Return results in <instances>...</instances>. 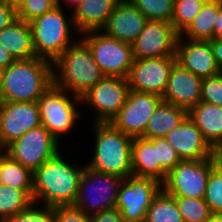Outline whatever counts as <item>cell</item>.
Wrapping results in <instances>:
<instances>
[{
  "label": "cell",
  "mask_w": 222,
  "mask_h": 222,
  "mask_svg": "<svg viewBox=\"0 0 222 222\" xmlns=\"http://www.w3.org/2000/svg\"><path fill=\"white\" fill-rule=\"evenodd\" d=\"M61 155L58 152L33 172V202L36 205L42 200L47 207L73 206L87 165L74 167Z\"/></svg>",
  "instance_id": "cell-1"
},
{
  "label": "cell",
  "mask_w": 222,
  "mask_h": 222,
  "mask_svg": "<svg viewBox=\"0 0 222 222\" xmlns=\"http://www.w3.org/2000/svg\"><path fill=\"white\" fill-rule=\"evenodd\" d=\"M53 84L52 63L34 57L3 69L2 102H37Z\"/></svg>",
  "instance_id": "cell-2"
},
{
  "label": "cell",
  "mask_w": 222,
  "mask_h": 222,
  "mask_svg": "<svg viewBox=\"0 0 222 222\" xmlns=\"http://www.w3.org/2000/svg\"><path fill=\"white\" fill-rule=\"evenodd\" d=\"M73 41L52 63L53 85L81 97L105 75L88 45L82 39Z\"/></svg>",
  "instance_id": "cell-3"
},
{
  "label": "cell",
  "mask_w": 222,
  "mask_h": 222,
  "mask_svg": "<svg viewBox=\"0 0 222 222\" xmlns=\"http://www.w3.org/2000/svg\"><path fill=\"white\" fill-rule=\"evenodd\" d=\"M95 124V125H94ZM95 149L87 167L106 174L126 178L132 175V140L111 123H93Z\"/></svg>",
  "instance_id": "cell-4"
},
{
  "label": "cell",
  "mask_w": 222,
  "mask_h": 222,
  "mask_svg": "<svg viewBox=\"0 0 222 222\" xmlns=\"http://www.w3.org/2000/svg\"><path fill=\"white\" fill-rule=\"evenodd\" d=\"M62 6H55L51 11L29 22L33 47L36 57L53 63L74 42L71 40V25L74 29L72 14L65 17Z\"/></svg>",
  "instance_id": "cell-5"
},
{
  "label": "cell",
  "mask_w": 222,
  "mask_h": 222,
  "mask_svg": "<svg viewBox=\"0 0 222 222\" xmlns=\"http://www.w3.org/2000/svg\"><path fill=\"white\" fill-rule=\"evenodd\" d=\"M123 180L124 178L120 176L101 173L86 167L78 185L73 207L88 216L115 208L118 190ZM93 188L96 195L93 193Z\"/></svg>",
  "instance_id": "cell-6"
},
{
  "label": "cell",
  "mask_w": 222,
  "mask_h": 222,
  "mask_svg": "<svg viewBox=\"0 0 222 222\" xmlns=\"http://www.w3.org/2000/svg\"><path fill=\"white\" fill-rule=\"evenodd\" d=\"M81 39L88 45L95 62L105 76L127 78L134 57L132 44L119 41L100 31L82 33Z\"/></svg>",
  "instance_id": "cell-7"
},
{
  "label": "cell",
  "mask_w": 222,
  "mask_h": 222,
  "mask_svg": "<svg viewBox=\"0 0 222 222\" xmlns=\"http://www.w3.org/2000/svg\"><path fill=\"white\" fill-rule=\"evenodd\" d=\"M162 189L155 178L129 175L120 184L115 208L123 222H144L154 197Z\"/></svg>",
  "instance_id": "cell-8"
},
{
  "label": "cell",
  "mask_w": 222,
  "mask_h": 222,
  "mask_svg": "<svg viewBox=\"0 0 222 222\" xmlns=\"http://www.w3.org/2000/svg\"><path fill=\"white\" fill-rule=\"evenodd\" d=\"M216 155L204 160H181L167 173L162 189L171 196L204 198Z\"/></svg>",
  "instance_id": "cell-9"
},
{
  "label": "cell",
  "mask_w": 222,
  "mask_h": 222,
  "mask_svg": "<svg viewBox=\"0 0 222 222\" xmlns=\"http://www.w3.org/2000/svg\"><path fill=\"white\" fill-rule=\"evenodd\" d=\"M66 93H68L66 90L52 84L37 101L41 124L58 141L60 135L72 130L76 119L81 116L75 107L76 103H81V97L74 94L72 97H68L70 92L68 95ZM70 98H73L74 101Z\"/></svg>",
  "instance_id": "cell-10"
},
{
  "label": "cell",
  "mask_w": 222,
  "mask_h": 222,
  "mask_svg": "<svg viewBox=\"0 0 222 222\" xmlns=\"http://www.w3.org/2000/svg\"><path fill=\"white\" fill-rule=\"evenodd\" d=\"M130 86L127 78L104 76L81 96V103H88L96 110V123H111L126 103Z\"/></svg>",
  "instance_id": "cell-11"
},
{
  "label": "cell",
  "mask_w": 222,
  "mask_h": 222,
  "mask_svg": "<svg viewBox=\"0 0 222 222\" xmlns=\"http://www.w3.org/2000/svg\"><path fill=\"white\" fill-rule=\"evenodd\" d=\"M59 143L49 130L41 125L10 143L5 148V153L34 172L60 151Z\"/></svg>",
  "instance_id": "cell-12"
},
{
  "label": "cell",
  "mask_w": 222,
  "mask_h": 222,
  "mask_svg": "<svg viewBox=\"0 0 222 222\" xmlns=\"http://www.w3.org/2000/svg\"><path fill=\"white\" fill-rule=\"evenodd\" d=\"M162 101L160 95L130 90L126 103L111 124L132 138L144 137L148 120Z\"/></svg>",
  "instance_id": "cell-13"
},
{
  "label": "cell",
  "mask_w": 222,
  "mask_h": 222,
  "mask_svg": "<svg viewBox=\"0 0 222 222\" xmlns=\"http://www.w3.org/2000/svg\"><path fill=\"white\" fill-rule=\"evenodd\" d=\"M178 36L171 23L147 20L143 30L132 43L133 57L148 59L176 56Z\"/></svg>",
  "instance_id": "cell-14"
},
{
  "label": "cell",
  "mask_w": 222,
  "mask_h": 222,
  "mask_svg": "<svg viewBox=\"0 0 222 222\" xmlns=\"http://www.w3.org/2000/svg\"><path fill=\"white\" fill-rule=\"evenodd\" d=\"M176 56L134 59L127 76L130 90L163 96Z\"/></svg>",
  "instance_id": "cell-15"
},
{
  "label": "cell",
  "mask_w": 222,
  "mask_h": 222,
  "mask_svg": "<svg viewBox=\"0 0 222 222\" xmlns=\"http://www.w3.org/2000/svg\"><path fill=\"white\" fill-rule=\"evenodd\" d=\"M37 102H2L0 108V142L6 148L31 129L41 126Z\"/></svg>",
  "instance_id": "cell-16"
},
{
  "label": "cell",
  "mask_w": 222,
  "mask_h": 222,
  "mask_svg": "<svg viewBox=\"0 0 222 222\" xmlns=\"http://www.w3.org/2000/svg\"><path fill=\"white\" fill-rule=\"evenodd\" d=\"M164 138L173 146L182 160H204L215 155V150L189 116Z\"/></svg>",
  "instance_id": "cell-17"
},
{
  "label": "cell",
  "mask_w": 222,
  "mask_h": 222,
  "mask_svg": "<svg viewBox=\"0 0 222 222\" xmlns=\"http://www.w3.org/2000/svg\"><path fill=\"white\" fill-rule=\"evenodd\" d=\"M202 80L176 62L170 71L163 101L189 111L201 101Z\"/></svg>",
  "instance_id": "cell-18"
},
{
  "label": "cell",
  "mask_w": 222,
  "mask_h": 222,
  "mask_svg": "<svg viewBox=\"0 0 222 222\" xmlns=\"http://www.w3.org/2000/svg\"><path fill=\"white\" fill-rule=\"evenodd\" d=\"M176 59L183 68L189 70L202 79L218 75V67L210 41L183 42L182 36H178L176 43Z\"/></svg>",
  "instance_id": "cell-19"
},
{
  "label": "cell",
  "mask_w": 222,
  "mask_h": 222,
  "mask_svg": "<svg viewBox=\"0 0 222 222\" xmlns=\"http://www.w3.org/2000/svg\"><path fill=\"white\" fill-rule=\"evenodd\" d=\"M147 22L144 14L129 0H121L102 28L107 36L132 44Z\"/></svg>",
  "instance_id": "cell-20"
},
{
  "label": "cell",
  "mask_w": 222,
  "mask_h": 222,
  "mask_svg": "<svg viewBox=\"0 0 222 222\" xmlns=\"http://www.w3.org/2000/svg\"><path fill=\"white\" fill-rule=\"evenodd\" d=\"M132 175L155 178L161 183L167 172L161 167L157 155V137L147 139L136 137L132 140Z\"/></svg>",
  "instance_id": "cell-21"
},
{
  "label": "cell",
  "mask_w": 222,
  "mask_h": 222,
  "mask_svg": "<svg viewBox=\"0 0 222 222\" xmlns=\"http://www.w3.org/2000/svg\"><path fill=\"white\" fill-rule=\"evenodd\" d=\"M121 0H83L72 12L75 31H101Z\"/></svg>",
  "instance_id": "cell-22"
},
{
  "label": "cell",
  "mask_w": 222,
  "mask_h": 222,
  "mask_svg": "<svg viewBox=\"0 0 222 222\" xmlns=\"http://www.w3.org/2000/svg\"><path fill=\"white\" fill-rule=\"evenodd\" d=\"M188 116L209 145L216 150L222 143V107L200 101L188 111Z\"/></svg>",
  "instance_id": "cell-23"
},
{
  "label": "cell",
  "mask_w": 222,
  "mask_h": 222,
  "mask_svg": "<svg viewBox=\"0 0 222 222\" xmlns=\"http://www.w3.org/2000/svg\"><path fill=\"white\" fill-rule=\"evenodd\" d=\"M0 44L16 60H28L36 57L29 22L16 19L0 31Z\"/></svg>",
  "instance_id": "cell-24"
},
{
  "label": "cell",
  "mask_w": 222,
  "mask_h": 222,
  "mask_svg": "<svg viewBox=\"0 0 222 222\" xmlns=\"http://www.w3.org/2000/svg\"><path fill=\"white\" fill-rule=\"evenodd\" d=\"M187 116L188 111L183 107L162 101L148 120L144 138L164 137L176 128Z\"/></svg>",
  "instance_id": "cell-25"
},
{
  "label": "cell",
  "mask_w": 222,
  "mask_h": 222,
  "mask_svg": "<svg viewBox=\"0 0 222 222\" xmlns=\"http://www.w3.org/2000/svg\"><path fill=\"white\" fill-rule=\"evenodd\" d=\"M222 2H205L200 12L189 26L179 35L193 41H210L213 39V26Z\"/></svg>",
  "instance_id": "cell-26"
},
{
  "label": "cell",
  "mask_w": 222,
  "mask_h": 222,
  "mask_svg": "<svg viewBox=\"0 0 222 222\" xmlns=\"http://www.w3.org/2000/svg\"><path fill=\"white\" fill-rule=\"evenodd\" d=\"M33 190H21L5 185L0 186V222H6L33 204Z\"/></svg>",
  "instance_id": "cell-27"
},
{
  "label": "cell",
  "mask_w": 222,
  "mask_h": 222,
  "mask_svg": "<svg viewBox=\"0 0 222 222\" xmlns=\"http://www.w3.org/2000/svg\"><path fill=\"white\" fill-rule=\"evenodd\" d=\"M1 174L3 185L21 190H33V172L6 153L1 156Z\"/></svg>",
  "instance_id": "cell-28"
},
{
  "label": "cell",
  "mask_w": 222,
  "mask_h": 222,
  "mask_svg": "<svg viewBox=\"0 0 222 222\" xmlns=\"http://www.w3.org/2000/svg\"><path fill=\"white\" fill-rule=\"evenodd\" d=\"M144 222H183L175 197L161 189L150 204Z\"/></svg>",
  "instance_id": "cell-29"
},
{
  "label": "cell",
  "mask_w": 222,
  "mask_h": 222,
  "mask_svg": "<svg viewBox=\"0 0 222 222\" xmlns=\"http://www.w3.org/2000/svg\"><path fill=\"white\" fill-rule=\"evenodd\" d=\"M183 222H208L213 214L204 198L174 196Z\"/></svg>",
  "instance_id": "cell-30"
},
{
  "label": "cell",
  "mask_w": 222,
  "mask_h": 222,
  "mask_svg": "<svg viewBox=\"0 0 222 222\" xmlns=\"http://www.w3.org/2000/svg\"><path fill=\"white\" fill-rule=\"evenodd\" d=\"M204 3L203 0H174L171 24L179 35L193 21Z\"/></svg>",
  "instance_id": "cell-31"
},
{
  "label": "cell",
  "mask_w": 222,
  "mask_h": 222,
  "mask_svg": "<svg viewBox=\"0 0 222 222\" xmlns=\"http://www.w3.org/2000/svg\"><path fill=\"white\" fill-rule=\"evenodd\" d=\"M147 20L171 23L174 0H129Z\"/></svg>",
  "instance_id": "cell-32"
},
{
  "label": "cell",
  "mask_w": 222,
  "mask_h": 222,
  "mask_svg": "<svg viewBox=\"0 0 222 222\" xmlns=\"http://www.w3.org/2000/svg\"><path fill=\"white\" fill-rule=\"evenodd\" d=\"M204 200L212 213H222V164L218 161L208 177Z\"/></svg>",
  "instance_id": "cell-33"
},
{
  "label": "cell",
  "mask_w": 222,
  "mask_h": 222,
  "mask_svg": "<svg viewBox=\"0 0 222 222\" xmlns=\"http://www.w3.org/2000/svg\"><path fill=\"white\" fill-rule=\"evenodd\" d=\"M55 6H57L56 0H25L16 10L17 18L30 22L34 18L51 11Z\"/></svg>",
  "instance_id": "cell-34"
},
{
  "label": "cell",
  "mask_w": 222,
  "mask_h": 222,
  "mask_svg": "<svg viewBox=\"0 0 222 222\" xmlns=\"http://www.w3.org/2000/svg\"><path fill=\"white\" fill-rule=\"evenodd\" d=\"M33 203L28 209L19 212L6 222H54V207H34Z\"/></svg>",
  "instance_id": "cell-35"
},
{
  "label": "cell",
  "mask_w": 222,
  "mask_h": 222,
  "mask_svg": "<svg viewBox=\"0 0 222 222\" xmlns=\"http://www.w3.org/2000/svg\"><path fill=\"white\" fill-rule=\"evenodd\" d=\"M201 101L222 107V76L220 74L202 80Z\"/></svg>",
  "instance_id": "cell-36"
},
{
  "label": "cell",
  "mask_w": 222,
  "mask_h": 222,
  "mask_svg": "<svg viewBox=\"0 0 222 222\" xmlns=\"http://www.w3.org/2000/svg\"><path fill=\"white\" fill-rule=\"evenodd\" d=\"M157 155L161 167L167 173L182 160L177 151L164 137H157Z\"/></svg>",
  "instance_id": "cell-37"
},
{
  "label": "cell",
  "mask_w": 222,
  "mask_h": 222,
  "mask_svg": "<svg viewBox=\"0 0 222 222\" xmlns=\"http://www.w3.org/2000/svg\"><path fill=\"white\" fill-rule=\"evenodd\" d=\"M54 222H90V216L73 206L54 207Z\"/></svg>",
  "instance_id": "cell-38"
},
{
  "label": "cell",
  "mask_w": 222,
  "mask_h": 222,
  "mask_svg": "<svg viewBox=\"0 0 222 222\" xmlns=\"http://www.w3.org/2000/svg\"><path fill=\"white\" fill-rule=\"evenodd\" d=\"M17 19V11L5 0H0V31Z\"/></svg>",
  "instance_id": "cell-39"
},
{
  "label": "cell",
  "mask_w": 222,
  "mask_h": 222,
  "mask_svg": "<svg viewBox=\"0 0 222 222\" xmlns=\"http://www.w3.org/2000/svg\"><path fill=\"white\" fill-rule=\"evenodd\" d=\"M90 222H123V220L121 213L113 208L90 216Z\"/></svg>",
  "instance_id": "cell-40"
},
{
  "label": "cell",
  "mask_w": 222,
  "mask_h": 222,
  "mask_svg": "<svg viewBox=\"0 0 222 222\" xmlns=\"http://www.w3.org/2000/svg\"><path fill=\"white\" fill-rule=\"evenodd\" d=\"M210 45L213 51V55L215 57V61L221 70L222 69V39L213 38L212 40H210Z\"/></svg>",
  "instance_id": "cell-41"
},
{
  "label": "cell",
  "mask_w": 222,
  "mask_h": 222,
  "mask_svg": "<svg viewBox=\"0 0 222 222\" xmlns=\"http://www.w3.org/2000/svg\"><path fill=\"white\" fill-rule=\"evenodd\" d=\"M15 61L14 56L0 44V68L5 69Z\"/></svg>",
  "instance_id": "cell-42"
},
{
  "label": "cell",
  "mask_w": 222,
  "mask_h": 222,
  "mask_svg": "<svg viewBox=\"0 0 222 222\" xmlns=\"http://www.w3.org/2000/svg\"><path fill=\"white\" fill-rule=\"evenodd\" d=\"M213 38L222 39V7L218 10L213 26Z\"/></svg>",
  "instance_id": "cell-43"
},
{
  "label": "cell",
  "mask_w": 222,
  "mask_h": 222,
  "mask_svg": "<svg viewBox=\"0 0 222 222\" xmlns=\"http://www.w3.org/2000/svg\"><path fill=\"white\" fill-rule=\"evenodd\" d=\"M68 5H72V7H77L83 0H65ZM61 0H56L57 6H61Z\"/></svg>",
  "instance_id": "cell-44"
},
{
  "label": "cell",
  "mask_w": 222,
  "mask_h": 222,
  "mask_svg": "<svg viewBox=\"0 0 222 222\" xmlns=\"http://www.w3.org/2000/svg\"><path fill=\"white\" fill-rule=\"evenodd\" d=\"M5 1L10 6H12L13 8H15L17 10L25 0H5Z\"/></svg>",
  "instance_id": "cell-45"
},
{
  "label": "cell",
  "mask_w": 222,
  "mask_h": 222,
  "mask_svg": "<svg viewBox=\"0 0 222 222\" xmlns=\"http://www.w3.org/2000/svg\"><path fill=\"white\" fill-rule=\"evenodd\" d=\"M215 155L217 161L222 164V143L216 148Z\"/></svg>",
  "instance_id": "cell-46"
},
{
  "label": "cell",
  "mask_w": 222,
  "mask_h": 222,
  "mask_svg": "<svg viewBox=\"0 0 222 222\" xmlns=\"http://www.w3.org/2000/svg\"><path fill=\"white\" fill-rule=\"evenodd\" d=\"M208 222H222V213H213Z\"/></svg>",
  "instance_id": "cell-47"
},
{
  "label": "cell",
  "mask_w": 222,
  "mask_h": 222,
  "mask_svg": "<svg viewBox=\"0 0 222 222\" xmlns=\"http://www.w3.org/2000/svg\"><path fill=\"white\" fill-rule=\"evenodd\" d=\"M2 79H3V69L0 68V93H1V90H2Z\"/></svg>",
  "instance_id": "cell-48"
},
{
  "label": "cell",
  "mask_w": 222,
  "mask_h": 222,
  "mask_svg": "<svg viewBox=\"0 0 222 222\" xmlns=\"http://www.w3.org/2000/svg\"><path fill=\"white\" fill-rule=\"evenodd\" d=\"M3 150V151H2ZM2 151V152H1ZM5 153V148H4V146L1 144V142H0V158H1V156L3 155Z\"/></svg>",
  "instance_id": "cell-49"
},
{
  "label": "cell",
  "mask_w": 222,
  "mask_h": 222,
  "mask_svg": "<svg viewBox=\"0 0 222 222\" xmlns=\"http://www.w3.org/2000/svg\"><path fill=\"white\" fill-rule=\"evenodd\" d=\"M3 185L2 183V174H1V158H0V186Z\"/></svg>",
  "instance_id": "cell-50"
},
{
  "label": "cell",
  "mask_w": 222,
  "mask_h": 222,
  "mask_svg": "<svg viewBox=\"0 0 222 222\" xmlns=\"http://www.w3.org/2000/svg\"><path fill=\"white\" fill-rule=\"evenodd\" d=\"M204 2H222V0H203Z\"/></svg>",
  "instance_id": "cell-51"
}]
</instances>
